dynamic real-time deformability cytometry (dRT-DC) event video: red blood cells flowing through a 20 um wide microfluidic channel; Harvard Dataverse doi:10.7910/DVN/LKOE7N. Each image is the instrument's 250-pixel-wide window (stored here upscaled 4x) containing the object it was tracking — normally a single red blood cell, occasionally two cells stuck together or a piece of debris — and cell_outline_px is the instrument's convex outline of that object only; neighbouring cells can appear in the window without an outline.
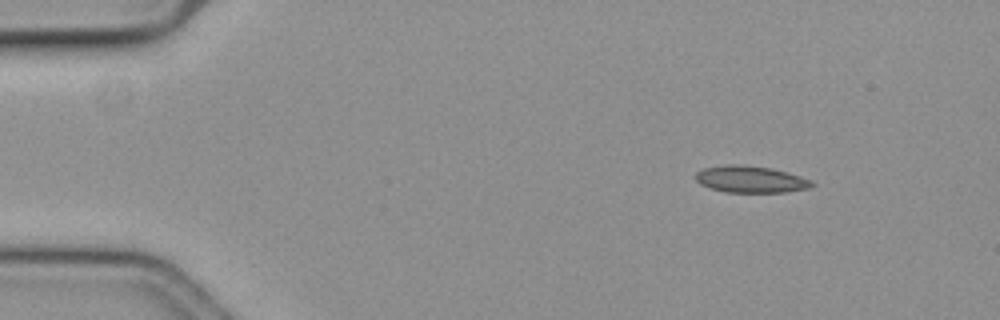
{"species": "common noctule bat (a hibernating species)", "species_latin": "Nyctalus noctula", "temperature_condition": "cold", "stored_images_in_passage": 51, "camera_frame_rate_fps": 3000, "um_per_image_px": 0.085, "animal": {"sex": "female", "body_mass_g": 19.3, "forearm_length_mm": 54.1}, "frame": {"image": 1, "passage_image": 1, "time_ms": 0.0, "image_size_px": [1000, 320], "cell_outline_px": [[816, 184], [808, 188], [784, 192], [724, 192], [700, 184], [696, 180], [696, 172], [704, 168], [724, 164], [740, 164], [772, 168], [788, 172], [812, 180]], "centroid_in_image_um": [63.81, 15.23], "position_along_channel_um": 21.2, "area_um2": 18.21}}
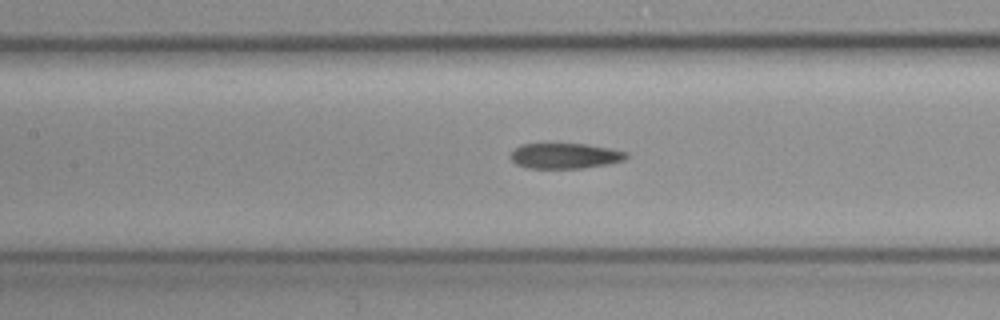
{"frame": {"image": 2, "passage_image": 20, "time_ms": 6.333, "image_size_px": [1000, 320], "cell_outline_px": [[628, 156], [624, 160], [608, 164], [584, 168], [528, 168], [516, 164], [508, 156], [520, 144], [584, 144], [608, 148], [628, 152]], "centroid_in_image_um": [48.01, 13.25], "position_along_channel_um": 159.4, "area_um2": 17.11}}
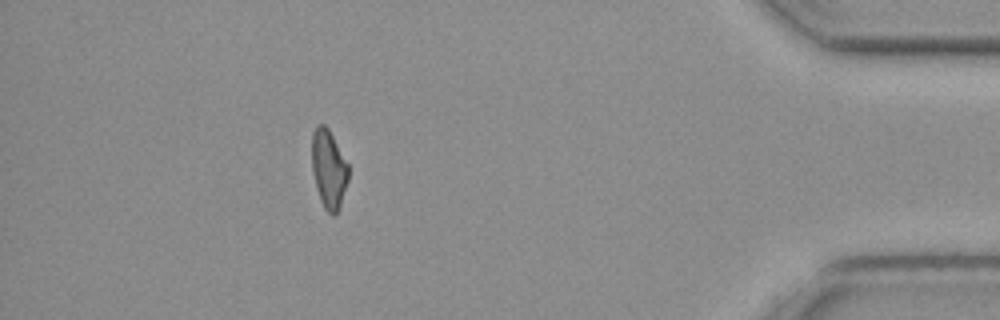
{"frame": {"image": 3, "passage_image": 45, "time_ms": 14.667, "image_size_px": [1000, 320], "cell_outline_px": [[348, 180], [340, 208], [336, 216], [332, 216], [324, 208], [320, 200], [316, 188], [312, 172], [312, 132], [316, 124], [324, 124], [328, 128], [348, 164]], "centroid_in_image_um": [27.93, 14.39], "position_along_channel_um": 407.3, "area_um2": 16.94}}